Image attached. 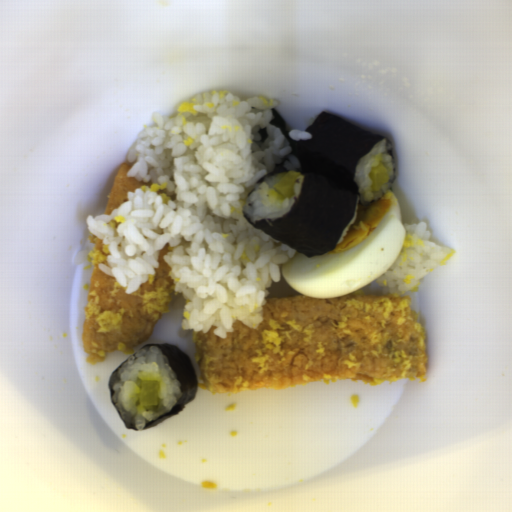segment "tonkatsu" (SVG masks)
<instances>
[{"label":"tonkatsu","mask_w":512,"mask_h":512,"mask_svg":"<svg viewBox=\"0 0 512 512\" xmlns=\"http://www.w3.org/2000/svg\"><path fill=\"white\" fill-rule=\"evenodd\" d=\"M192 333L208 392L285 390L327 380L425 378L426 329L409 295L348 293L335 298H266L251 329L232 322L224 338Z\"/></svg>","instance_id":"tonkatsu-1"},{"label":"tonkatsu","mask_w":512,"mask_h":512,"mask_svg":"<svg viewBox=\"0 0 512 512\" xmlns=\"http://www.w3.org/2000/svg\"><path fill=\"white\" fill-rule=\"evenodd\" d=\"M89 252L92 268L82 320L81 338L86 364L95 365L114 351L132 354L135 347L151 338L170 299L176 293L170 269L164 260L166 244L158 253V269L131 293L116 278L102 271L109 245L93 233Z\"/></svg>","instance_id":"tonkatsu-2"},{"label":"tonkatsu","mask_w":512,"mask_h":512,"mask_svg":"<svg viewBox=\"0 0 512 512\" xmlns=\"http://www.w3.org/2000/svg\"><path fill=\"white\" fill-rule=\"evenodd\" d=\"M131 167V164L128 162L120 163L110 185L103 215H110L114 209L126 203L129 200V191L133 192L142 186L151 187L153 185L152 182H142L135 177H127V173Z\"/></svg>","instance_id":"tonkatsu-3"}]
</instances>
